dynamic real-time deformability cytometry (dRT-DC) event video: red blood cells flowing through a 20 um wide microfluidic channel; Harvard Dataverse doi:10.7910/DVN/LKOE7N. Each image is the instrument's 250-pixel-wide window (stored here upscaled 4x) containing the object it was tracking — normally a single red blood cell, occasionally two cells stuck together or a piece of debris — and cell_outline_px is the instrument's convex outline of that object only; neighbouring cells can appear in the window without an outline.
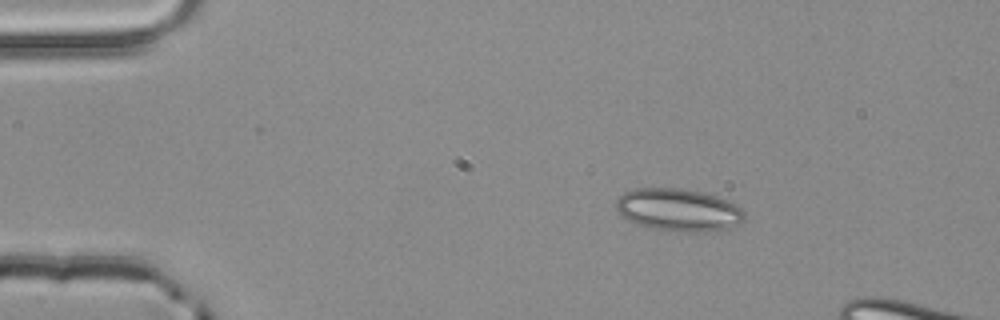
{"species": "common noctule bat (a hibernating species)", "species_latin": "Nyctalus noctula", "temperature_condition": "room temperature", "stored_images_in_passage": 7, "segment_of_instrument_passage": [1, 2], "camera_frame_rate_fps": 3000, "um_per_image_px": 0.085, "animal": {"sex": "male", "body_mass_g": 20.4}, "frame": {"image": 1, "passage_image": 3, "time_ms": 0.667, "image_size_px": [1000, 320], "cell_outline_px": [[744, 220], [728, 228], [704, 232], [688, 232], [652, 228], [636, 224], [616, 212], [616, 200], [624, 192], [636, 188], [680, 188], [704, 192], [728, 200], [736, 204], [744, 212]], "centroid_in_image_um": [57.66, 17.83], "position_along_channel_um": 27.3, "area_um2": 31.85}}
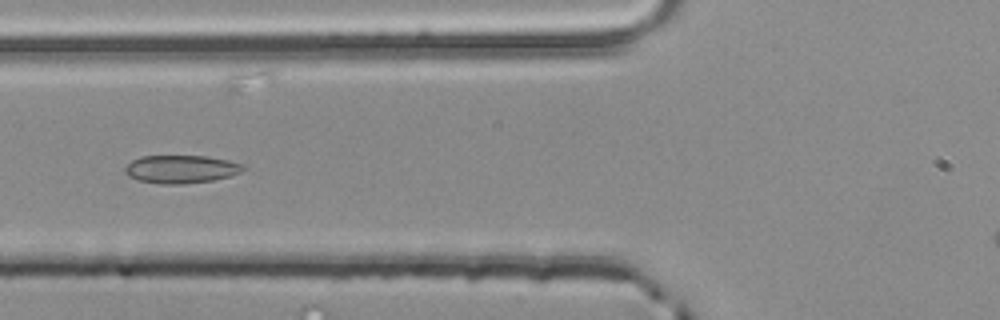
{"frame": {"image": 2, "passage_image": 5, "time_ms": 1.333, "image_size_px": [1000, 320], "cell_outline_px": [[244, 168], [240, 172], [228, 176], [212, 180], [184, 184], [160, 184], [140, 180], [128, 176], [124, 172], [124, 168], [132, 160], [140, 156], [208, 156], [228, 160], [244, 164]], "centroid_in_image_um": [15.37, 14.37], "position_along_channel_um": 110.4, "area_um2": 19.25}}